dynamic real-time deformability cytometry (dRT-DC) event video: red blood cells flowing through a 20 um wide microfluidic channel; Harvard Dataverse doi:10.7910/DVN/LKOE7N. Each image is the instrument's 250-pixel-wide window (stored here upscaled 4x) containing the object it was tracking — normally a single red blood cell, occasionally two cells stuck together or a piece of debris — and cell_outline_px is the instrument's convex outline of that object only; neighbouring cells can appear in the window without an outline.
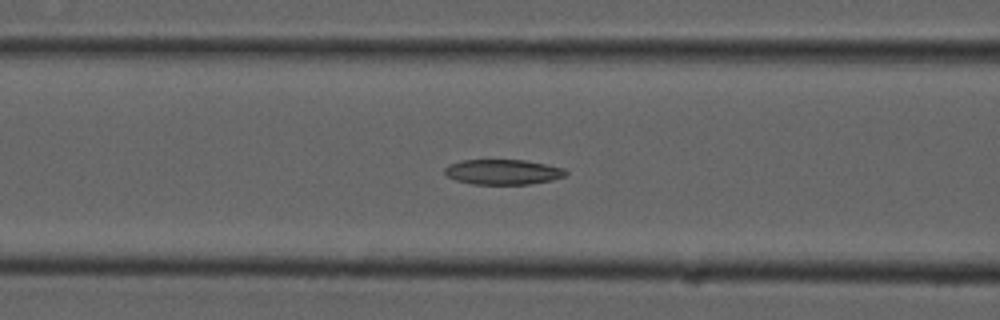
{"species": "common noctule bat (a hibernating species)", "species_latin": "Nyctalus noctula", "temperature_condition": "cold", "stored_images_in_passage": 56, "camera_frame_rate_fps": 3000, "um_per_image_px": 0.085, "animal": {"sex": "male", "forearm_length_mm": 52.5}, "frame": {"image": 1, "passage_image": 22, "time_ms": 7.0, "image_size_px": [1000, 320], "cell_outline_px": [[568, 172], [564, 176], [552, 180], [528, 184], [472, 184], [456, 180], [448, 176], [444, 172], [444, 168], [448, 164], [460, 160], [524, 160], [564, 168]], "centroid_in_image_um": [42.72, 14.61], "position_along_channel_um": 123.9, "area_um2": 17.69}}
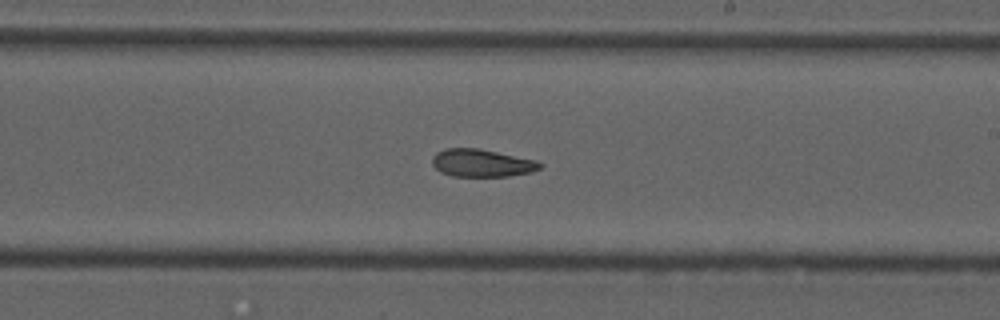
{"frame": {"image": 2, "passage_image": 32, "time_ms": 10.333, "image_size_px": [1000, 320], "cell_outline_px": [[544, 164], [540, 168], [532, 172], [508, 176], [452, 176], [440, 172], [432, 164], [432, 156], [436, 152], [444, 148], [480, 148], [536, 160]], "centroid_in_image_um": [40.94, 13.85], "position_along_channel_um": 248.1, "area_um2": 17.51}}
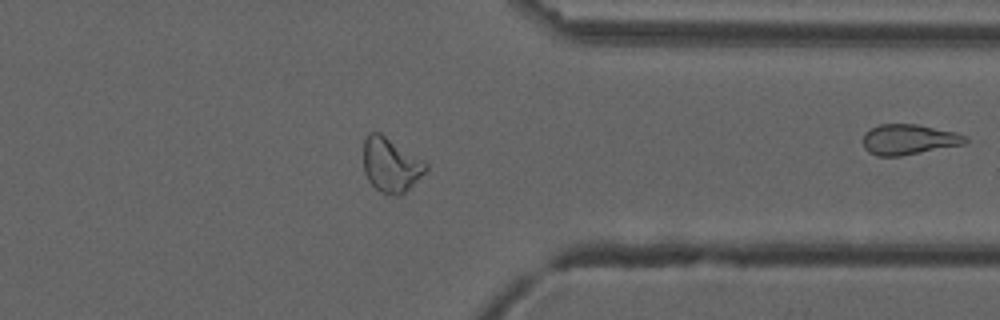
{"frame": {"image": 3, "passage_image": 43, "time_ms": 14.0, "image_size_px": [1000, 320], "cell_outline_px": [[428, 168], [404, 192], [396, 196], [380, 192], [368, 180], [364, 172], [364, 140], [368, 132], [380, 132], [424, 160], [428, 164]], "centroid_in_image_um": [33.2, 13.99], "position_along_channel_um": 378.2, "area_um2": 19.59}, "authors_computed_cell_mechanics": {"area_um2": 19.6809, "velocity_mm_per_s": 3.7351, "shape_relaxation_time_tau1_ms": null, "shape_relaxation_time_tau2_ms": 4.1889, "deformation_change_tau1": null, "deformation_change_tau2": 0.1033}}